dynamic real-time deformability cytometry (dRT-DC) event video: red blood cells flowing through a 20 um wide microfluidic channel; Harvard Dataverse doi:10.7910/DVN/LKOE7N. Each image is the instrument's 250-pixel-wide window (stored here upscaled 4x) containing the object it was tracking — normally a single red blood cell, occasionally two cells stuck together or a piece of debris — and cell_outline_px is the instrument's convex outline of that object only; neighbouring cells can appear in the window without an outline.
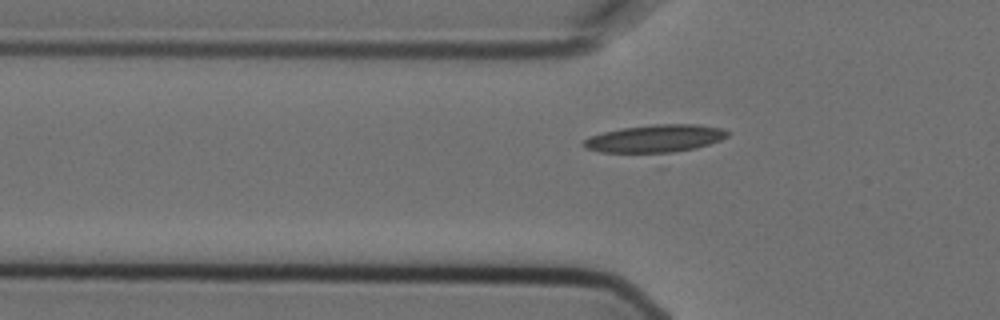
{"species": "Egyptian fruit bat (a non-hibernating species)", "species_latin": "Rousettus aegyptiacus", "temperature_condition": "cold", "stored_images_in_passage": 7, "segment_of_instrument_passage": [2, 2], "camera_frame_rate_fps": 3000, "um_per_image_px": 0.085, "animal": {"sex": "female"}, "frame": {"image": 1, "passage_image": 7, "time_ms": 2.0, "image_size_px": [1000, 320], "cell_outline_px": [[732, 132], [728, 136], [720, 140], [696, 148], [672, 152], [600, 152], [584, 148], [580, 144], [584, 140], [592, 136], [604, 132], [624, 128], [656, 124], [696, 124], [720, 128]], "centroid_in_image_um": [55.7, 11.77], "position_along_channel_um": 70.1, "area_um2": 22.89}}